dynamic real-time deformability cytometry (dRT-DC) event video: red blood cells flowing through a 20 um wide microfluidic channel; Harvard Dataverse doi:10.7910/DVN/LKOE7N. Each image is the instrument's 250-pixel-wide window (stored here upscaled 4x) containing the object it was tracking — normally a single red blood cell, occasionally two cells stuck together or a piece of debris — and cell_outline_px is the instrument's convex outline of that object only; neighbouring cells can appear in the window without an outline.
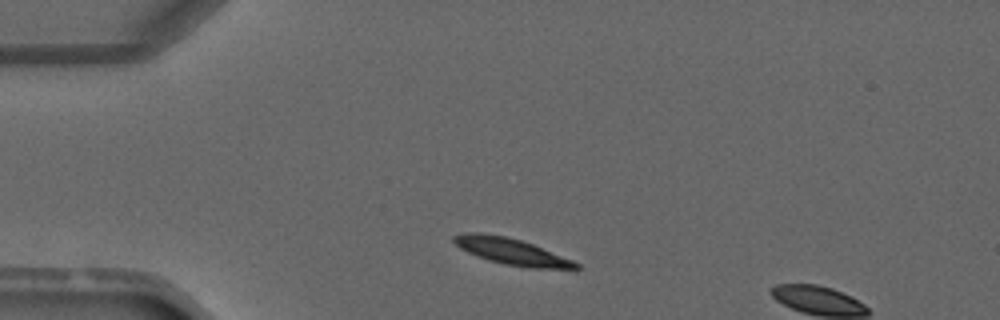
{"species": "common noctule bat (a hibernating species)", "species_latin": "Nyctalus noctula", "temperature_condition": "warm", "stored_images_in_passage": 2, "camera_frame_rate_fps": 3000, "um_per_image_px": 0.085, "animal": {"sex": "male", "forearm_length_mm": 52.5}, "frame": {"image": 1, "passage_image": 1, "time_ms": 0.0, "image_size_px": [1000, 320], "cell_outline_px": [[580, 268], [576, 272], [532, 268], [504, 264], [488, 260], [476, 256], [460, 248], [452, 240], [452, 236], [464, 232], [480, 232], [504, 236], [520, 240], [532, 244], [572, 260], [580, 264]], "centroid_in_image_um": [43.57, 21.42], "position_along_channel_um": 41.4, "area_um2": 19.19}}